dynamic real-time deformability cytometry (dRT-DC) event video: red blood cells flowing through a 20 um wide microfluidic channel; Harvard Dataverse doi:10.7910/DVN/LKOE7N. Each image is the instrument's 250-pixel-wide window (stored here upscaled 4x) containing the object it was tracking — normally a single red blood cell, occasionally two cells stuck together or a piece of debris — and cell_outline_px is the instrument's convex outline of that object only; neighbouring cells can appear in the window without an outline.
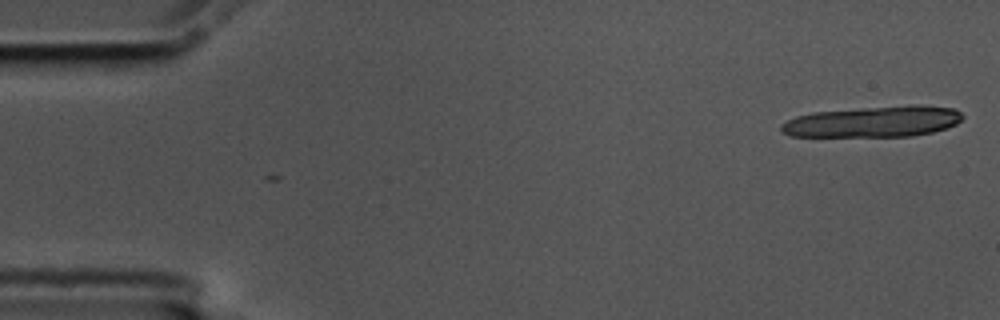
{"species": "common noctule bat (a hibernating species)", "species_latin": "Nyctalus noctula", "temperature_condition": "cold", "stored_images_in_passage": 3, "camera_frame_rate_fps": 3000, "um_per_image_px": 0.085, "animal": {"sex": "male", "body_mass_g": 17.5, "forearm_length_mm": 52.3}, "frame": {"image": 1, "passage_image": 1, "time_ms": 0.0, "image_size_px": [1000, 320], "cell_outline_px": [[964, 116], [956, 124], [932, 132], [912, 136], [792, 136], [780, 132], [780, 124], [796, 116], [812, 112], [860, 108], [912, 104], [920, 104], [956, 108]], "centroid_in_image_um": [74.25, 10.32], "position_along_channel_um": 10.8, "area_um2": 32.95}}